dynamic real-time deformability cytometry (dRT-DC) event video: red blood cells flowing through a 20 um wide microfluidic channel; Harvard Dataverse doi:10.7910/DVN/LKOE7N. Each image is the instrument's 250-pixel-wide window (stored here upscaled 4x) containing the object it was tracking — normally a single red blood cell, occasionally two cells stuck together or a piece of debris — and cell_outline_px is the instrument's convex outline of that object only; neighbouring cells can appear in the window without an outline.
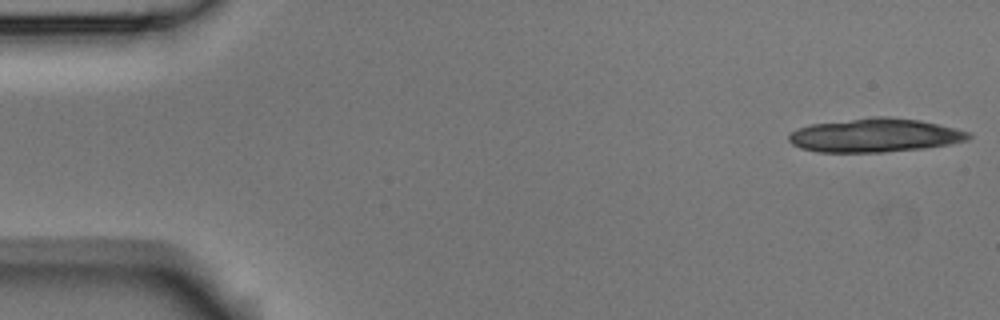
{"species": "Egyptian fruit bat (a non-hibernating species)", "species_latin": "Rousettus aegyptiacus", "temperature_condition": "room temperature", "stored_images_in_passage": 6, "camera_frame_rate_fps": 3000, "um_per_image_px": 0.085, "animal": {"sex": "male"}, "frame": {"image": 1, "passage_image": 1, "time_ms": 0.0, "image_size_px": [1000, 320], "cell_outline_px": [[972, 136], [968, 140], [948, 144], [924, 148], [884, 152], [820, 152], [800, 148], [792, 144], [788, 140], [788, 136], [796, 128], [812, 124], [872, 116], [888, 116], [920, 120], [940, 124], [972, 132]], "centroid_in_image_um": [74.39, 11.49], "position_along_channel_um": 10.6, "area_um2": 35.55}}
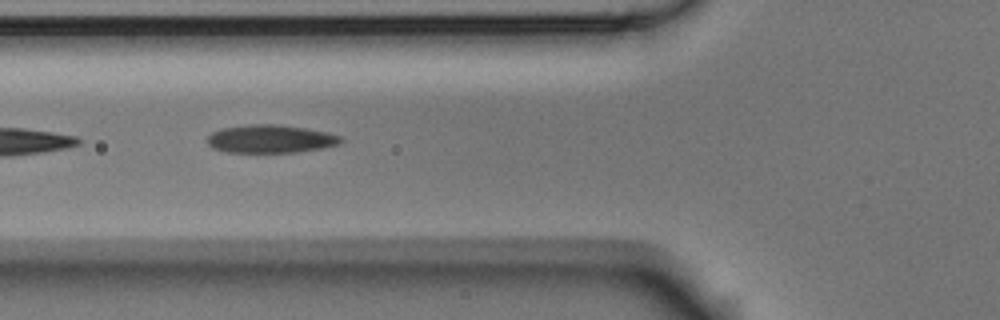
{"frame": {"image": 2, "passage_image": 6, "time_ms": 1.667, "image_size_px": [1000, 320], "cell_outline_px": [[344, 140], [336, 144], [320, 148], [296, 152], [224, 152], [212, 148], [208, 144], [208, 136], [212, 132], [220, 128], [252, 124], [276, 124], [304, 128], [328, 132], [340, 136]], "centroid_in_image_um": [22.95, 11.8], "position_along_channel_um": 102.9, "area_um2": 21.73}}